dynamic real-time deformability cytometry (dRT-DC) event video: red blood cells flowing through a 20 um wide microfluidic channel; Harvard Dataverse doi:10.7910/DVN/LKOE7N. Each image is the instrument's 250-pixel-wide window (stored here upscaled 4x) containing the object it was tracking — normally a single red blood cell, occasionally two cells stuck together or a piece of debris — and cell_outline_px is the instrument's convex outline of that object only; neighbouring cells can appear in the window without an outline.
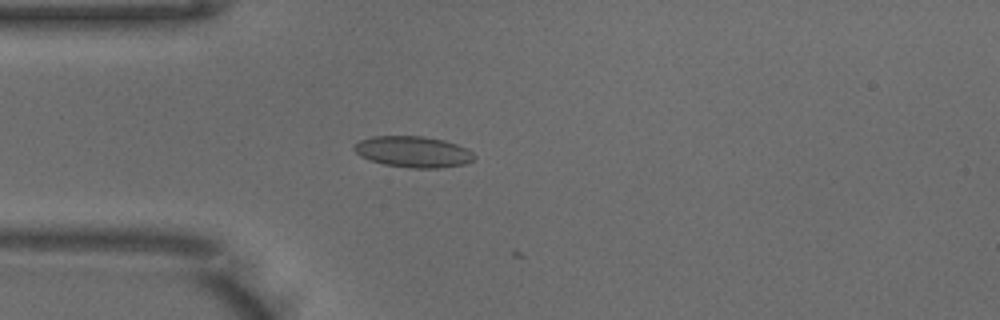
{"species": "common noctule bat (a hibernating species)", "species_latin": "Nyctalus noctula", "temperature_condition": "warm", "stored_images_in_passage": 3, "camera_frame_rate_fps": 3000, "um_per_image_px": 0.085, "animal": {"sex": "male", "body_mass_g": 18.8}, "frame": {"image": 1, "passage_image": 2, "time_ms": 0.333, "image_size_px": [1000, 320], "cell_outline_px": [[476, 160], [464, 164], [440, 168], [408, 168], [384, 164], [368, 160], [360, 156], [352, 148], [360, 140], [372, 136], [424, 136], [444, 140], [468, 148], [476, 156]], "centroid_in_image_um": [35.14, 12.91], "position_along_channel_um": 49.9, "area_um2": 22.02}}